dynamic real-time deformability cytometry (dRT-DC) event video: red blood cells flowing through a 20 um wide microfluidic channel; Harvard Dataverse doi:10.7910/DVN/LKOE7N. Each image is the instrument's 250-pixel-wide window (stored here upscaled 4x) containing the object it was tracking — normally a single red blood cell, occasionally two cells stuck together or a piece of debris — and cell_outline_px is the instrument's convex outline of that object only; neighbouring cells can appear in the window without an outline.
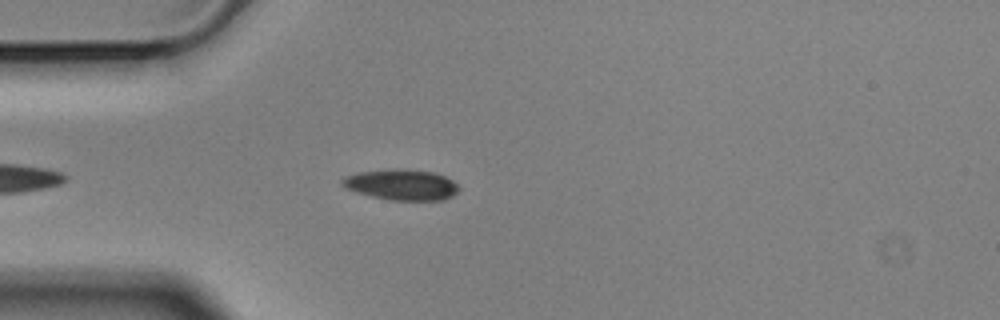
{"species": "Egyptian fruit bat (a non-hibernating species)", "species_latin": "Rousettus aegyptiacus", "temperature_condition": "cold", "stored_images_in_passage": 32, "camera_frame_rate_fps": 3000, "um_per_image_px": 0.085, "animal": {"sex": "male"}, "frame": {"image": 1, "passage_image": 7, "time_ms": 2.0, "image_size_px": [1000, 320], "cell_outline_px": [[460, 188], [452, 196], [444, 200], [392, 200], [372, 196], [356, 192], [340, 184], [340, 180], [344, 176], [360, 172], [432, 172], [444, 176], [452, 180]], "centroid_in_image_um": [34.14, 15.76], "position_along_channel_um": 50.9, "area_um2": 19.71}}
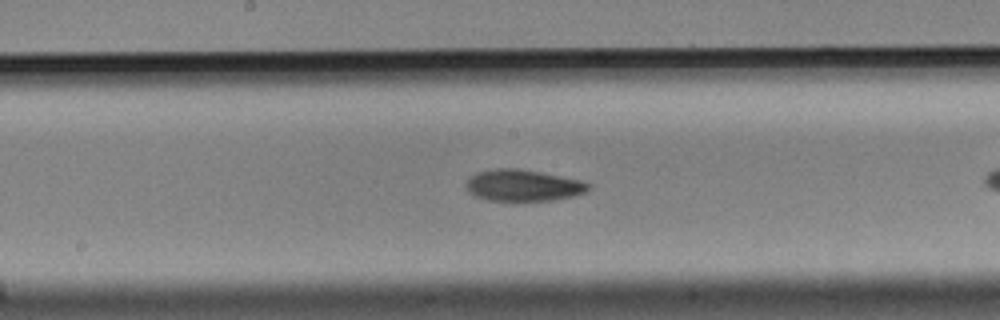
{"frame": {"image": 2, "passage_image": 17, "time_ms": 5.333, "image_size_px": [1000, 320], "cell_outline_px": [[588, 188], [584, 192], [576, 196], [552, 200], [488, 200], [472, 196], [464, 188], [468, 176], [476, 172], [496, 168], [520, 168], [580, 180], [588, 184]], "centroid_in_image_um": [44.36, 15.75], "position_along_channel_um": 203.8, "area_um2": 22.54}}
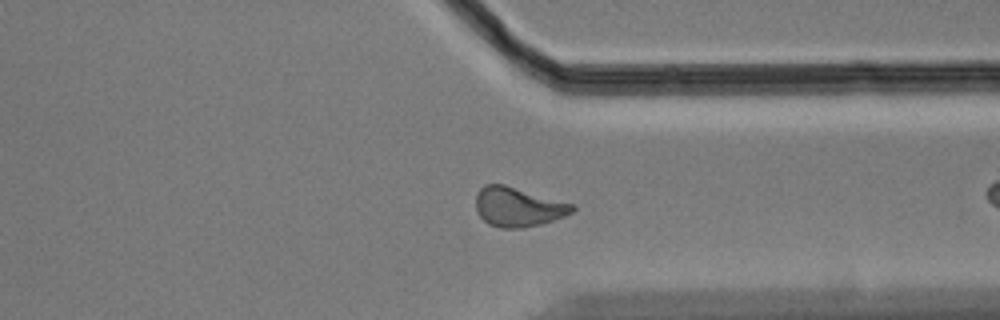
{"frame": {"image": 3, "passage_image": 31, "time_ms": 10.0, "image_size_px": [1000, 320], "cell_outline_px": [[576, 208], [572, 212], [564, 216], [540, 224], [524, 228], [500, 228], [488, 224], [480, 216], [476, 208], [476, 196], [480, 188], [484, 184], [504, 184], [576, 204]], "centroid_in_image_um": [44.05, 17.58], "position_along_channel_um": 367.4, "area_um2": 22.25}}